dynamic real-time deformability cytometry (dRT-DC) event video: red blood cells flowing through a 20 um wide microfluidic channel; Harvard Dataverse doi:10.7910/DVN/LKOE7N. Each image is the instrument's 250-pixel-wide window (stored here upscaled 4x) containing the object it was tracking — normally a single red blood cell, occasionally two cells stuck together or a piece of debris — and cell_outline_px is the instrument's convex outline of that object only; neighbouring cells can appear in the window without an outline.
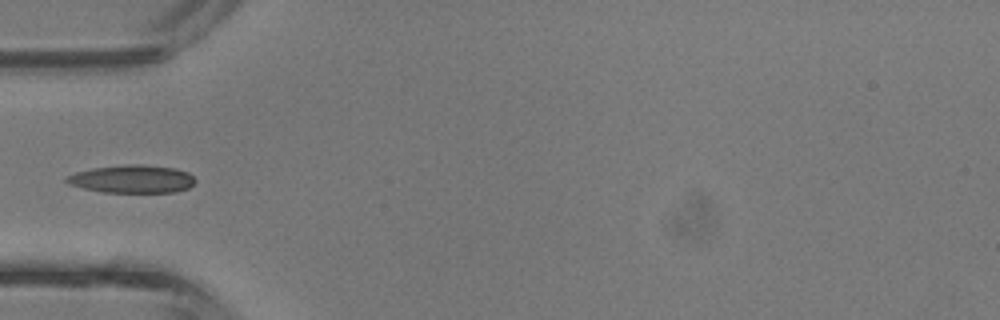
{"species": "common noctule bat (a hibernating species)", "species_latin": "Nyctalus noctula", "temperature_condition": "room temperature", "stored_images_in_passage": 4, "camera_frame_rate_fps": 3000, "um_per_image_px": 0.085, "animal": {"sex": "male", "body_mass_g": 13.3}, "frame": {"image": 1, "passage_image": 4, "time_ms": 1.0, "image_size_px": [1000, 320], "cell_outline_px": [[196, 180], [188, 188], [176, 192], [104, 192], [84, 188], [68, 184], [64, 180], [68, 176], [76, 172], [92, 168], [128, 164], [140, 164], [176, 168], [188, 172]], "centroid_in_image_um": [11.24, 15.21], "position_along_channel_um": 73.8, "area_um2": 20.87}}